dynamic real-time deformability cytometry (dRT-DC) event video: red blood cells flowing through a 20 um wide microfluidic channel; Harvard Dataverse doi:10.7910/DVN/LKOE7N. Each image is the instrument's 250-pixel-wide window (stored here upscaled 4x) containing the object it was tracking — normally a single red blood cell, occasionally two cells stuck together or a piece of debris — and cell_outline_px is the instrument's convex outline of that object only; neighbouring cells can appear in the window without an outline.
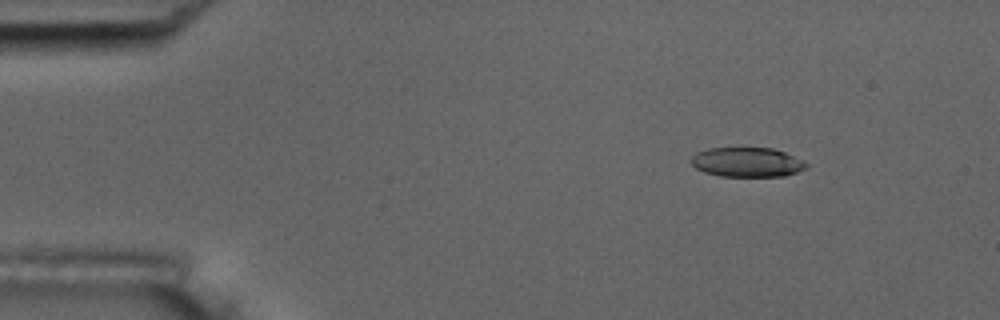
{"species": "common noctule bat (a hibernating species)", "species_latin": "Nyctalus noctula", "temperature_condition": "room temperature", "stored_images_in_passage": 7, "camera_frame_rate_fps": 3000, "um_per_image_px": 0.085, "animal": {"sex": "male", "body_mass_g": 17.5, "forearm_length_mm": 52.3}, "frame": {"image": 1, "passage_image": 1, "time_ms": 0.0, "image_size_px": [1000, 320], "cell_outline_px": [[808, 168], [784, 176], [720, 176], [704, 172], [696, 168], [688, 160], [696, 152], [708, 148], [772, 148], [784, 152], [808, 164]], "centroid_in_image_um": [63.45, 13.78], "position_along_channel_um": 21.5, "area_um2": 19.77}}
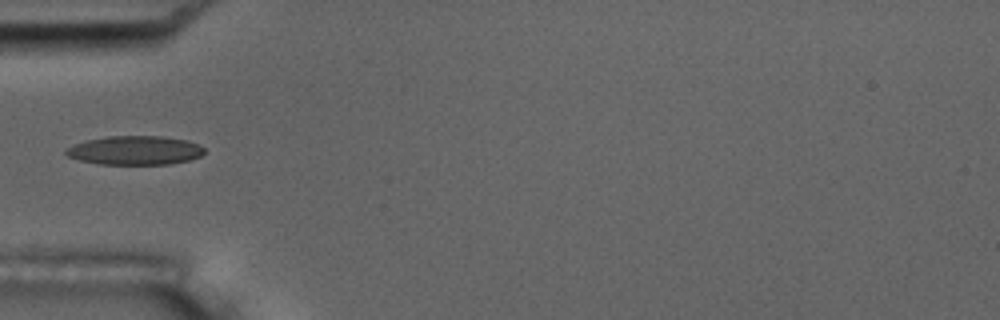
{"frame": {"image": 2, "passage_image": 4, "time_ms": 1.0, "image_size_px": [1000, 320], "cell_outline_px": [[204, 152], [200, 156], [188, 160], [168, 164], [100, 164], [80, 160], [68, 156], [64, 152], [64, 148], [84, 140], [108, 136], [160, 136], [188, 140], [204, 148]], "centroid_in_image_um": [11.42, 12.77], "position_along_channel_um": 73.6, "area_um2": 23.29}}
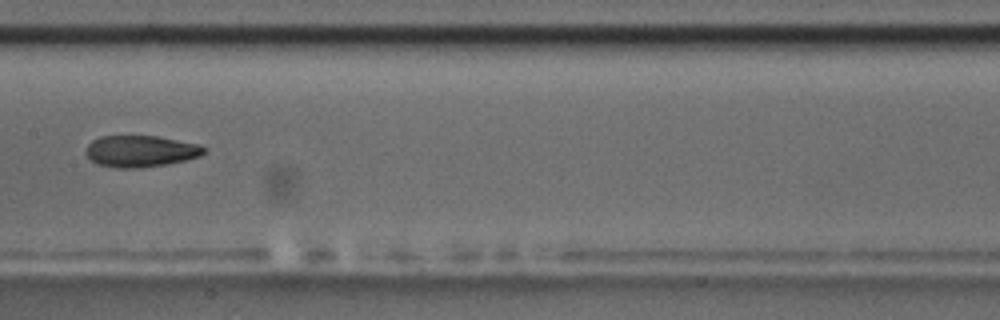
{"frame": {"image": 3, "passage_image": 7, "time_ms": 2.0, "image_size_px": [1000, 320], "cell_outline_px": [[208, 148], [200, 156], [168, 164], [136, 168], [120, 168], [96, 164], [84, 152], [88, 144], [92, 140], [100, 136], [156, 136], [200, 144]], "centroid_in_image_um": [11.95, 12.85], "position_along_channel_um": 195.4, "area_um2": 21.73}}